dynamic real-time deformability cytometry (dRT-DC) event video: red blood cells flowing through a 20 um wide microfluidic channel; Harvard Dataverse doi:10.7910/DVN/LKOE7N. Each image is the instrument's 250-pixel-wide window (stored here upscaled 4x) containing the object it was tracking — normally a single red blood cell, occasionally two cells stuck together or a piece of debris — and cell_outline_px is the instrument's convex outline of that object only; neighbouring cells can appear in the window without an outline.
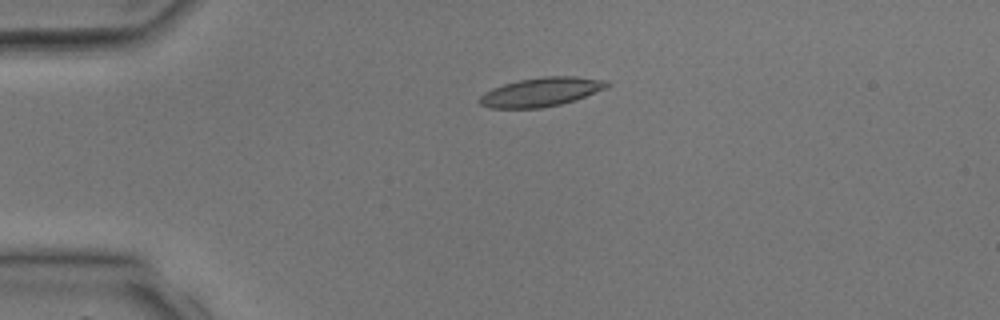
{"species": "common noctule bat (a hibernating species)", "species_latin": "Nyctalus noctula", "temperature_condition": "room temperature", "stored_images_in_passage": 3, "camera_frame_rate_fps": 3000, "um_per_image_px": 0.085, "animal": {"sex": "male", "body_mass_g": 17.9, "forearm_length_mm": 54.2}, "frame": {"image": 1, "passage_image": 2, "time_ms": 1.333, "image_size_px": [1000, 320], "cell_outline_px": [[612, 84], [604, 88], [576, 100], [560, 104], [540, 108], [492, 108], [480, 104], [476, 100], [484, 92], [492, 88], [504, 84], [520, 80], [544, 76], [576, 76], [608, 80]], "centroid_in_image_um": [45.99, 7.81], "position_along_channel_um": 39.0, "area_um2": 21.5}}
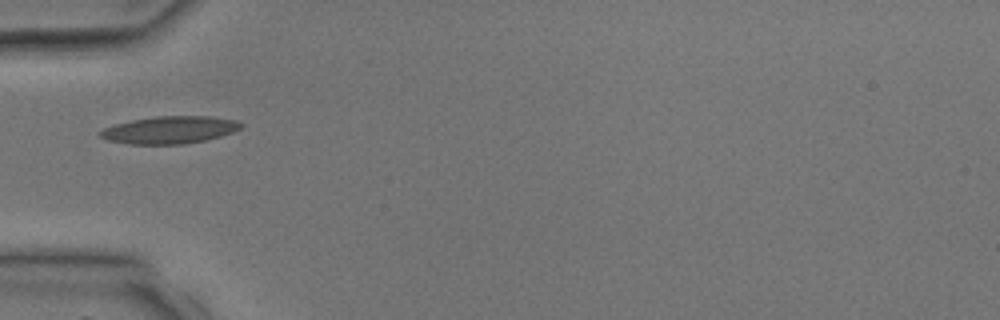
{"frame": {"image": 2, "passage_image": 3, "time_ms": 2.667, "image_size_px": [1000, 320], "cell_outline_px": [[244, 124], [240, 128], [232, 132], [220, 136], [204, 140], [184, 144], [128, 144], [108, 140], [100, 136], [96, 132], [104, 128], [116, 124], [132, 120], [156, 116], [212, 116], [236, 120]], "centroid_in_image_um": [14.41, 11.04], "position_along_channel_um": 70.6, "area_um2": 22.43}}